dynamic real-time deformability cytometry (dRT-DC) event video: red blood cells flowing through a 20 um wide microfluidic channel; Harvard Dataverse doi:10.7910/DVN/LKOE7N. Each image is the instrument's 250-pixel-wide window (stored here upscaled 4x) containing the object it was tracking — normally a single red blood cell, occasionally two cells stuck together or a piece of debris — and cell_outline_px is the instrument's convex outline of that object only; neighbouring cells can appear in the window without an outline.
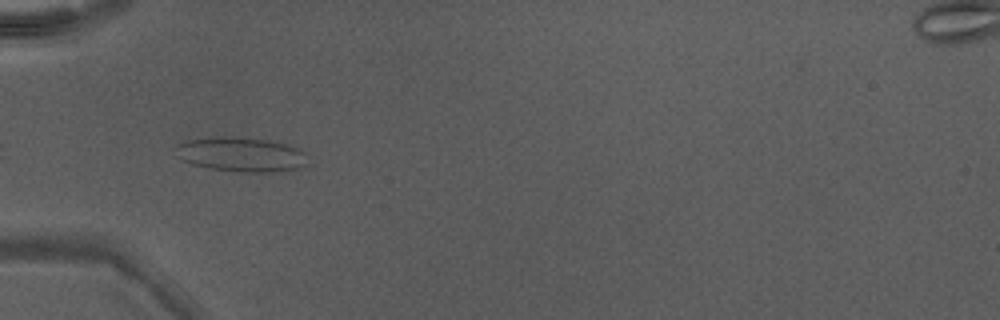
{"species": "Egyptian fruit bat (a non-hibernating species)", "species_latin": "Rousettus aegyptiacus", "temperature_condition": "warm", "stored_images_in_passage": 6, "camera_frame_rate_fps": 3000, "um_per_image_px": 0.085, "animal": {"sex": "male"}, "frame": {"image": 1, "passage_image": 3, "time_ms": 0.667, "image_size_px": [1000, 320], "cell_outline_px": [[308, 164], [300, 168], [284, 172], [232, 172], [208, 168], [192, 164], [180, 160], [176, 156], [176, 144], [188, 140], [212, 136], [232, 136], [268, 140], [284, 144], [296, 148], [304, 152]], "centroid_in_image_um": [20.46, 13.14], "position_along_channel_um": 64.5, "area_um2": 27.05}}